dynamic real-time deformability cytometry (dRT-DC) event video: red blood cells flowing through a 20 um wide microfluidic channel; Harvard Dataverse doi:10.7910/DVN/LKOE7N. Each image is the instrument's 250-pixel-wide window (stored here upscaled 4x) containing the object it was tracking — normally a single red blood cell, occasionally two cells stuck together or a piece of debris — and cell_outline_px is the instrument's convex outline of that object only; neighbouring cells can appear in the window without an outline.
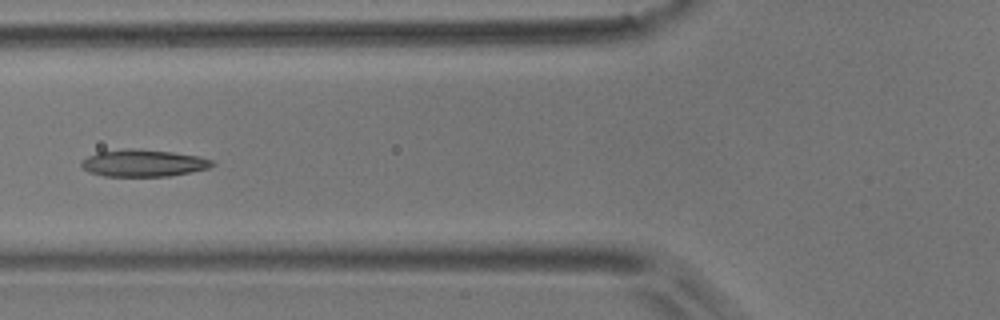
{"species": "common noctule bat (a hibernating species)", "species_latin": "Nyctalus noctula", "temperature_condition": "room temperature", "stored_images_in_passage": 9, "camera_frame_rate_fps": 3000, "um_per_image_px": 0.085, "animal": {"sex": "male", "body_mass_g": 17.9}, "frame": {"image": 1, "passage_image": 7, "time_ms": 7.0, "image_size_px": [1000, 320], "cell_outline_px": [[216, 164], [208, 168], [168, 176], [104, 176], [88, 172], [80, 164], [80, 160], [96, 152], [132, 148], [172, 152], [200, 156], [216, 160]], "centroid_in_image_um": [12.19, 13.86], "position_along_channel_um": 113.6, "area_um2": 20.69}}
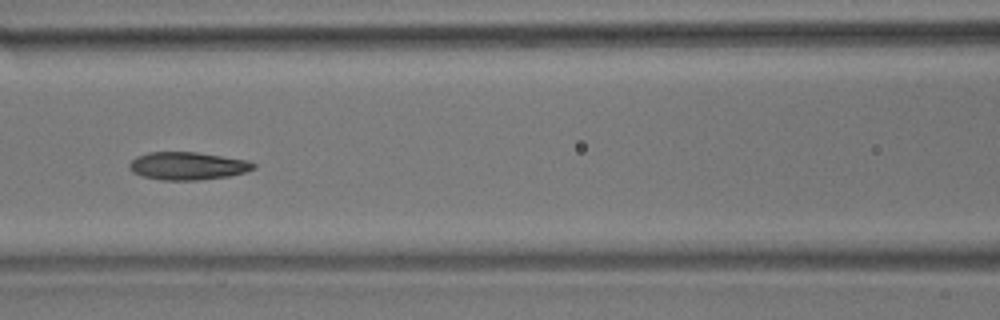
{"frame": {"image": 2, "passage_image": 8, "time_ms": 8.0, "image_size_px": [1000, 320], "cell_outline_px": [[256, 168], [244, 172], [228, 176], [200, 180], [160, 180], [144, 176], [132, 172], [128, 164], [136, 156], [148, 152], [196, 152], [248, 160], [256, 164]], "centroid_in_image_um": [15.95, 14.1], "position_along_channel_um": 150.7, "area_um2": 20.11}}
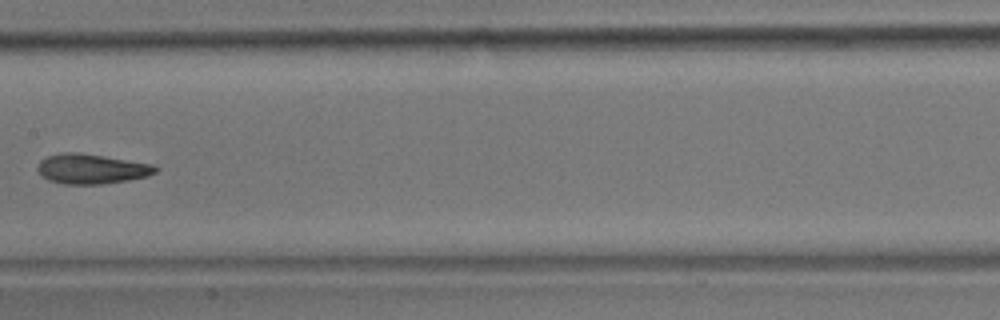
{"frame": {"image": 3, "passage_image": 9, "time_ms": 9.333, "image_size_px": [1000, 320], "cell_outline_px": [[160, 168], [156, 172], [148, 176], [128, 180], [104, 184], [64, 184], [48, 180], [36, 168], [40, 160], [48, 156], [64, 152], [76, 152], [104, 156], [152, 164]], "centroid_in_image_um": [7.79, 14.36], "position_along_channel_um": 199.6, "area_um2": 20.46}}